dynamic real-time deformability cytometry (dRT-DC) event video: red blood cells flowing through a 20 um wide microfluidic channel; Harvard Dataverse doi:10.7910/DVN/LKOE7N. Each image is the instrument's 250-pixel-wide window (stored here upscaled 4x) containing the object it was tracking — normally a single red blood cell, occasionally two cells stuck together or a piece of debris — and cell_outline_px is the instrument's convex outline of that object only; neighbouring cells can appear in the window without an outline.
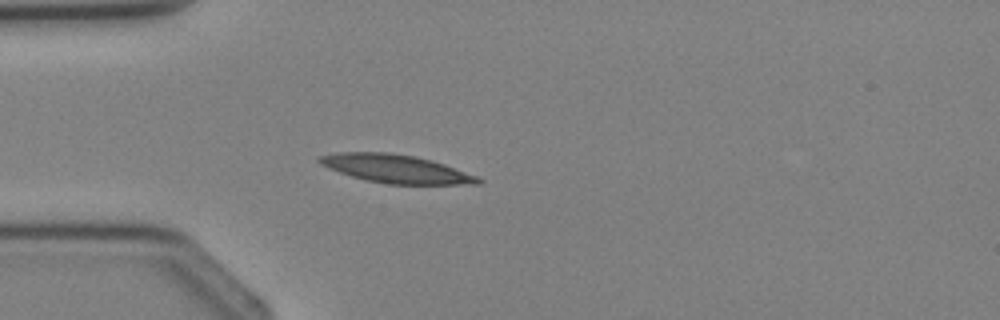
{"species": "Egyptian fruit bat (a non-hibernating species)", "species_latin": "Rousettus aegyptiacus", "temperature_condition": "cold", "stored_images_in_passage": 3, "camera_frame_rate_fps": 3000, "um_per_image_px": 0.085, "animal": {"sex": "female"}, "frame": {"image": 1, "passage_image": 3, "time_ms": 2.333, "image_size_px": [1000, 320], "cell_outline_px": [[484, 180], [480, 184], [388, 184], [364, 180], [340, 172], [320, 164], [316, 160], [320, 156], [340, 152], [392, 152], [416, 156], [432, 160], [444, 164], [476, 176]], "centroid_in_image_um": [33.66, 14.34], "position_along_channel_um": 51.3, "area_um2": 26.07}}